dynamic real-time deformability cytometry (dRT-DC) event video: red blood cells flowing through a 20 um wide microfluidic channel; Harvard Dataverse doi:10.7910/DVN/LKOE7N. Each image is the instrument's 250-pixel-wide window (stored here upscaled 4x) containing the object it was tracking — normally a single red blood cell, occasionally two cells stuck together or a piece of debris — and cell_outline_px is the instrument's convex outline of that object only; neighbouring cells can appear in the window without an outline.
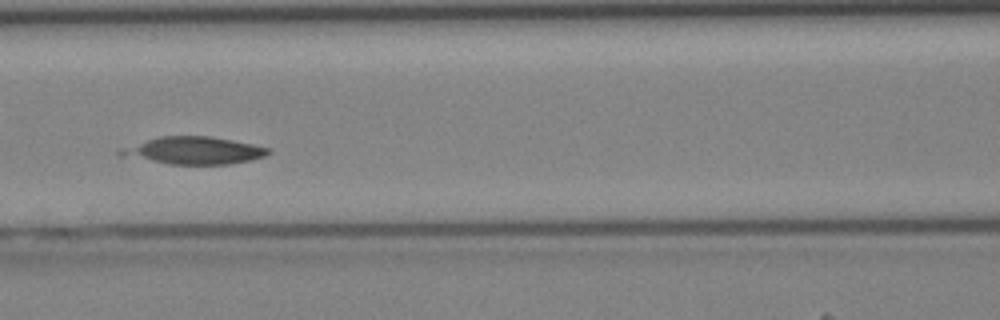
{"species": "Egyptian fruit bat (a non-hibernating species)", "species_latin": "Rousettus aegyptiacus", "temperature_condition": "cold", "stored_images_in_passage": 41, "camera_frame_rate_fps": 3000, "um_per_image_px": 0.085, "animal": {"sex": "female"}, "frame": {"image": 1, "passage_image": 18, "time_ms": 5.667, "image_size_px": [1000, 320], "cell_outline_px": [[272, 152], [264, 156], [248, 160], [228, 164], [168, 164], [120, 156], [116, 152], [120, 148], [160, 136], [208, 136], [232, 140], [272, 148]], "centroid_in_image_um": [16.44, 12.79], "position_along_channel_um": 150.2, "area_um2": 23.52}}
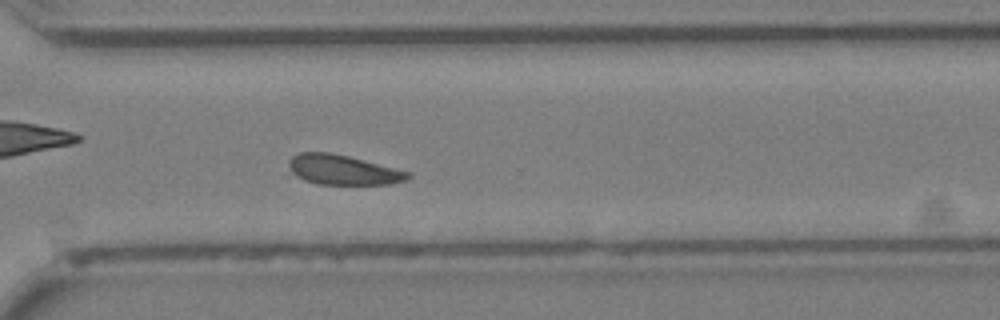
{"frame": {"image": 2, "passage_image": 30, "time_ms": 9.667, "image_size_px": [1000, 320], "cell_outline_px": [[412, 176], [408, 180], [392, 184], [316, 184], [284, 176], [288, 160], [292, 156], [300, 152], [328, 152], [348, 156], [412, 172]], "centroid_in_image_um": [29.01, 14.45], "position_along_channel_um": 341.6, "area_um2": 21.68}}